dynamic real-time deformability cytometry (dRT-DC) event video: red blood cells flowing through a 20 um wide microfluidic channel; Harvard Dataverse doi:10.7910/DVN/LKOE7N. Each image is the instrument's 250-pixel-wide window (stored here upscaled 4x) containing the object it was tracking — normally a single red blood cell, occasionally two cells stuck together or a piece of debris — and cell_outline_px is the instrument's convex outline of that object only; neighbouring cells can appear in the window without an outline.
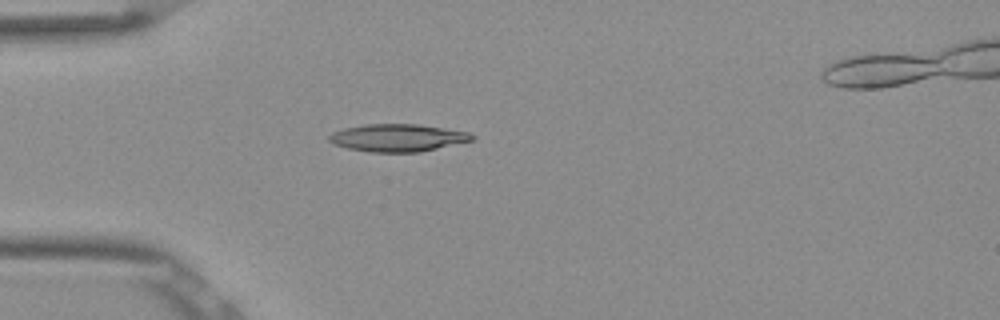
{"species": "Egyptian fruit bat (a non-hibernating species)", "species_latin": "Rousettus aegyptiacus", "temperature_condition": "room temperature", "stored_images_in_passage": 50, "camera_frame_rate_fps": 3000, "um_per_image_px": 0.085, "frame": {"image": 1, "passage_image": 12, "time_ms": 3.667, "image_size_px": [1000, 320], "cell_outline_px": [[476, 136], [472, 140], [420, 152], [368, 152], [348, 148], [332, 144], [328, 140], [328, 136], [332, 132], [344, 128], [364, 124], [420, 124], [468, 132]], "centroid_in_image_um": [33.76, 11.71], "position_along_channel_um": 51.2, "area_um2": 22.95}}
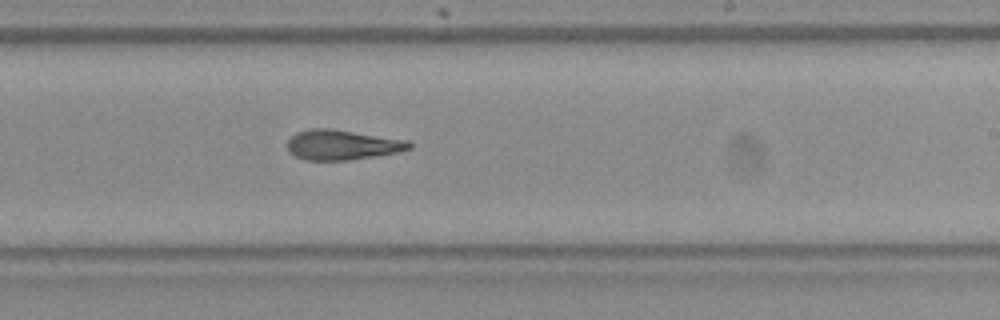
{"frame": {"image": 2, "passage_image": 29, "time_ms": 9.333, "image_size_px": [1000, 320], "cell_outline_px": [[412, 148], [400, 152], [376, 156], [348, 160], [304, 160], [288, 152], [288, 140], [296, 132], [312, 128], [332, 128], [408, 140], [412, 144]], "centroid_in_image_um": [29.1, 12.31], "position_along_channel_um": 259.9, "area_um2": 21.5}}
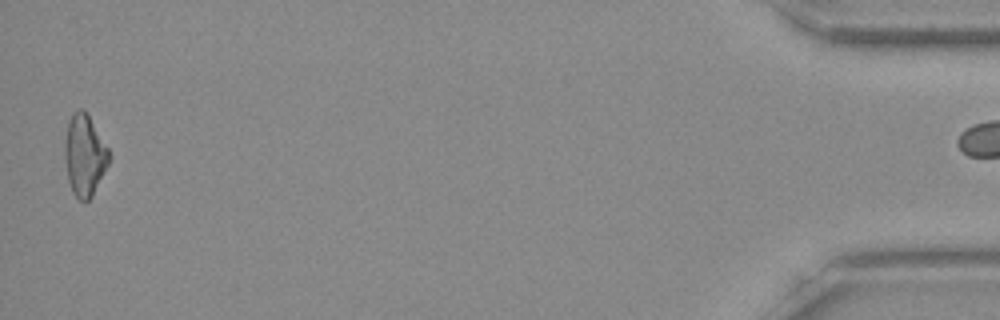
{"frame": {"image": 3, "passage_image": 49, "time_ms": 16.0, "image_size_px": [1000, 320], "cell_outline_px": [[112, 156], [92, 196], [84, 204], [72, 192], [68, 180], [64, 160], [64, 144], [68, 120], [72, 112], [80, 108], [88, 116], [108, 148]], "centroid_in_image_um": [7.17, 13.22], "position_along_channel_um": 428.0, "area_um2": 20.98}}